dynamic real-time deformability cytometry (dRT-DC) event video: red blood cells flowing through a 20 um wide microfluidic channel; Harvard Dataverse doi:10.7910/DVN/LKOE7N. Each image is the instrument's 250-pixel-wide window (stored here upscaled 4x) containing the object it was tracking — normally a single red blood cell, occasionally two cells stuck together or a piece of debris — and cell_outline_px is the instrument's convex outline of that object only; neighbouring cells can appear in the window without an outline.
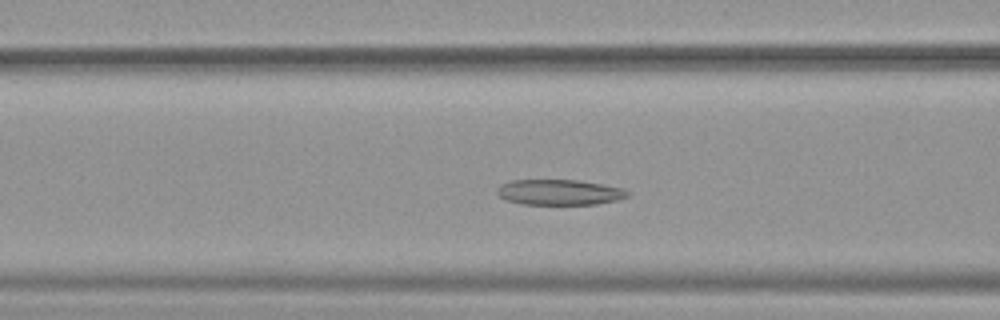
{"species": "common noctule bat (a hibernating species)", "species_latin": "Nyctalus noctula", "temperature_condition": "warm", "stored_images_in_passage": 47, "camera_frame_rate_fps": 3000, "um_per_image_px": 0.085, "animal": {"sex": "female", "body_mass_g": 19.9}, "frame": {"image": 1, "passage_image": 16, "time_ms": 5.0, "image_size_px": [1000, 320], "cell_outline_px": [[632, 192], [628, 196], [616, 200], [596, 204], [520, 204], [504, 200], [496, 192], [500, 184], [512, 180], [580, 180], [624, 188]], "centroid_in_image_um": [47.55, 16.34], "position_along_channel_um": 119.0, "area_um2": 19.54}}
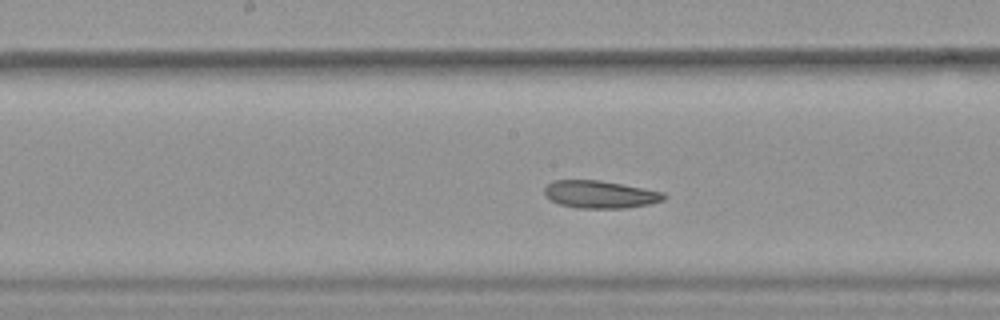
{"frame": {"image": 2, "passage_image": 22, "time_ms": 7.0, "image_size_px": [1000, 320], "cell_outline_px": [[668, 196], [664, 200], [648, 204], [624, 208], [576, 208], [560, 204], [544, 196], [544, 188], [552, 180], [600, 180], [664, 192]], "centroid_in_image_um": [51.0, 16.52], "position_along_channel_um": 197.2, "area_um2": 19.19}}
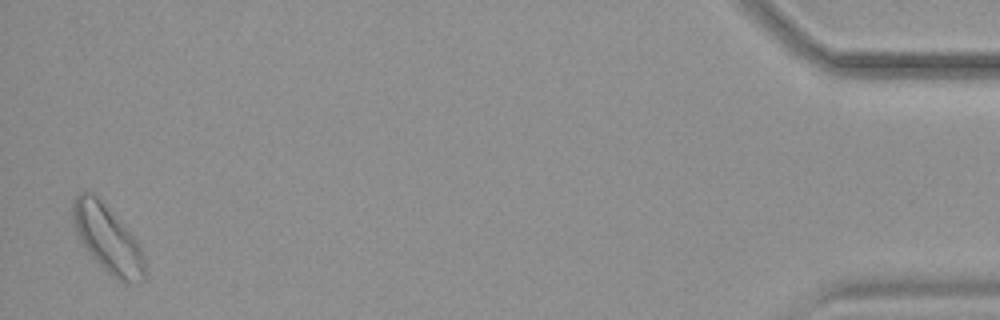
{"frame": {"image": 3, "passage_image": 46, "time_ms": 15.0, "image_size_px": [1000, 320], "cell_outline_px": [[148, 280], [136, 284], [128, 284], [112, 276], [92, 256], [80, 240], [72, 224], [72, 204], [76, 196], [80, 192], [92, 192], [100, 200], [140, 244], [144, 256]], "centroid_in_image_um": [9.19, 20.37], "position_along_channel_um": 426.0, "area_um2": 28.09}, "authors_computed_cell_mechanics": {"area_um2": 20.9814, "velocity_mm_per_s": 3.9142, "shape_relaxation_time_tau1_ms": null, "shape_relaxation_time_tau2_ms": 6.1152, "deformation_change_tau1": null, "deformation_change_tau2": 0.1414}}